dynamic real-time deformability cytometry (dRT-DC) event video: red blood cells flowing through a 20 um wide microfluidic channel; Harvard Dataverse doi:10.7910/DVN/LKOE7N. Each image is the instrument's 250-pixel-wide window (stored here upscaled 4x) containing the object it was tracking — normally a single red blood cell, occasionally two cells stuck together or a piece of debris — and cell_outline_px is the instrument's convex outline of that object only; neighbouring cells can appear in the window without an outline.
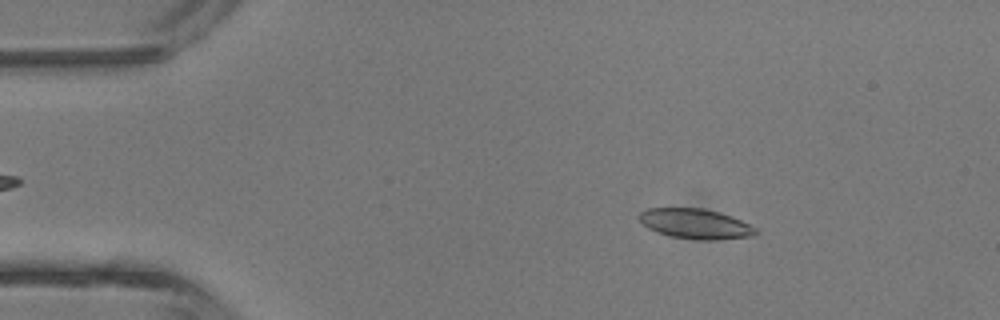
{"species": "common noctule bat (a hibernating species)", "species_latin": "Nyctalus noctula", "temperature_condition": "room temperature", "stored_images_in_passage": 4, "camera_frame_rate_fps": 3000, "um_per_image_px": 0.085, "animal": {"sex": "male", "body_mass_g": 13.3}, "frame": {"image": 1, "passage_image": 2, "time_ms": 1.333, "image_size_px": [1000, 320], "cell_outline_px": [[756, 232], [752, 236], [716, 240], [700, 240], [672, 236], [656, 232], [648, 228], [640, 220], [640, 212], [648, 208], [700, 208], [732, 216], [756, 228]], "centroid_in_image_um": [59.1, 19.03], "position_along_channel_um": 25.9, "area_um2": 20.06}}
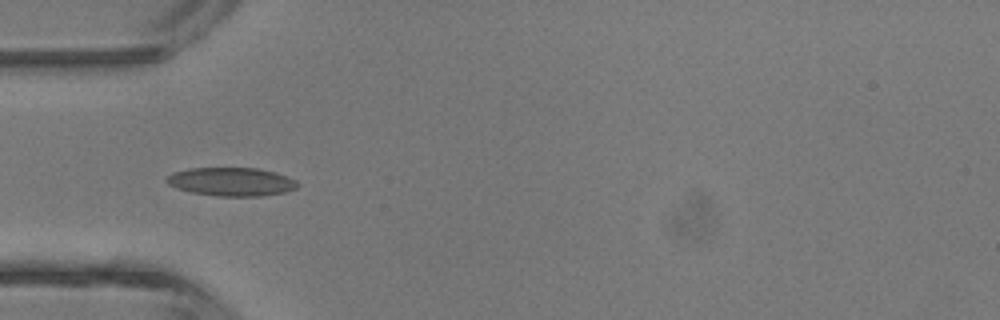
{"frame": {"image": 2, "passage_image": 4, "time_ms": 3.667, "image_size_px": [1000, 320], "cell_outline_px": [[300, 184], [296, 188], [284, 192], [260, 196], [216, 196], [192, 192], [176, 188], [168, 184], [164, 180], [172, 172], [188, 168], [256, 168], [276, 172], [288, 176], [296, 180]], "centroid_in_image_um": [19.66, 15.44], "position_along_channel_um": 65.3, "area_um2": 21.85}}